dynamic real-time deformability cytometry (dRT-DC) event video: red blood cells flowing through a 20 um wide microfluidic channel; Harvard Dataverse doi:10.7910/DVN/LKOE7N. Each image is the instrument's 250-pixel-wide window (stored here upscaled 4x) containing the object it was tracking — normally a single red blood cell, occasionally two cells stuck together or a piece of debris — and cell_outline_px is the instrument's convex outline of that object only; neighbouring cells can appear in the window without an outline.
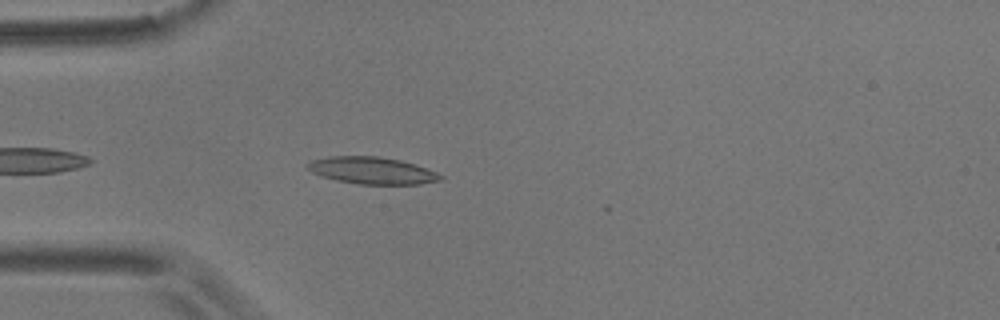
{"species": "common noctule bat (a hibernating species)", "species_latin": "Nyctalus noctula", "temperature_condition": "room temperature", "stored_images_in_passage": 4, "camera_frame_rate_fps": 3000, "um_per_image_px": 0.085, "animal": {"sex": "male", "body_mass_g": 17.9}, "frame": {"image": 1, "passage_image": 4, "time_ms": 3.333, "image_size_px": [1000, 320], "cell_outline_px": [[444, 180], [420, 184], [360, 184], [336, 180], [320, 176], [312, 172], [304, 164], [312, 160], [328, 156], [376, 156], [400, 160], [416, 164], [436, 172], [444, 176]], "centroid_in_image_um": [31.63, 14.49], "position_along_channel_um": 53.4, "area_um2": 21.04}}